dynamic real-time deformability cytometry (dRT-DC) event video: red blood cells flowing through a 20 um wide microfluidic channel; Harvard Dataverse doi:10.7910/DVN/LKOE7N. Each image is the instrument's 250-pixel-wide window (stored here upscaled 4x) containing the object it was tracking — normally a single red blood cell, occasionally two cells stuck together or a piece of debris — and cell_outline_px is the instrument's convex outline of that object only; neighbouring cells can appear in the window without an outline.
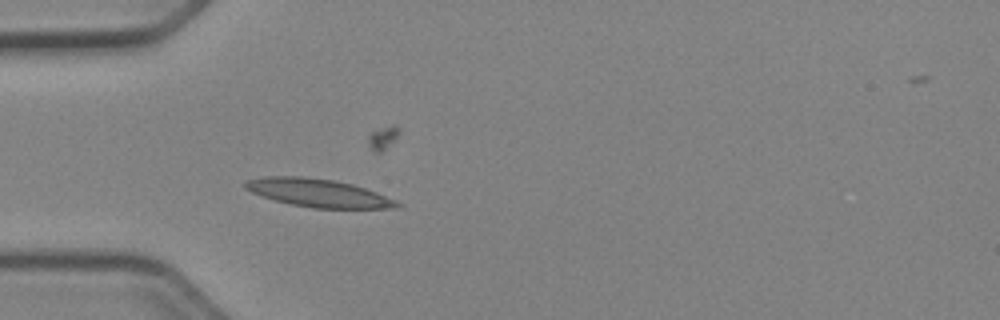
{"species": "Egyptian fruit bat (a non-hibernating species)", "species_latin": "Rousettus aegyptiacus", "temperature_condition": "cold", "stored_images_in_passage": 35, "camera_frame_rate_fps": 3000, "um_per_image_px": 0.085, "animal": {"sex": "female"}, "frame": {"image": 1, "passage_image": 6, "time_ms": 1.667, "image_size_px": [1000, 320], "cell_outline_px": [[404, 204], [400, 208], [312, 208], [292, 204], [276, 200], [252, 192], [244, 188], [244, 180], [264, 176], [304, 176], [336, 180], [352, 184], [376, 192], [396, 200]], "centroid_in_image_um": [27.07, 16.39], "position_along_channel_um": 57.9, "area_um2": 24.91}}
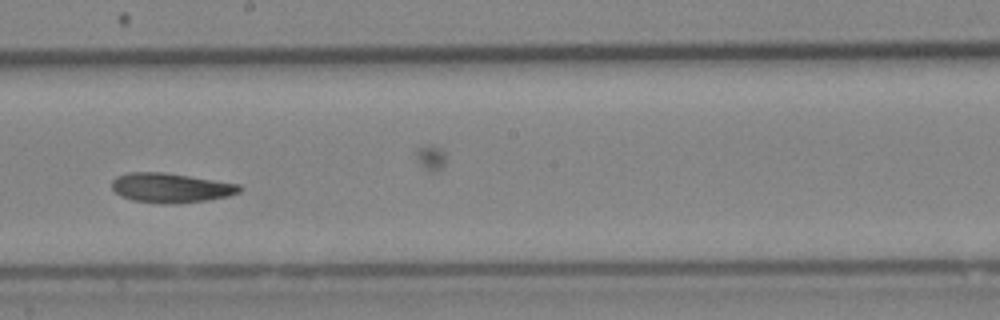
{"frame": {"image": 2, "passage_image": 20, "time_ms": 6.333, "image_size_px": [1000, 320], "cell_outline_px": [[244, 188], [240, 192], [228, 196], [208, 200], [176, 204], [164, 204], [132, 200], [120, 196], [112, 188], [112, 180], [116, 176], [128, 172], [164, 172], [240, 184]], "centroid_in_image_um": [14.53, 15.97], "position_along_channel_um": 233.7, "area_um2": 22.2}}
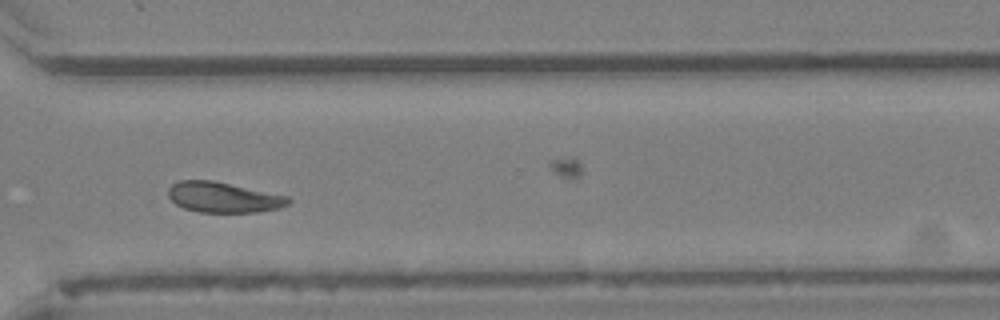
{"frame": {"image": 3, "passage_image": 29, "time_ms": 9.333, "image_size_px": [1000, 320], "cell_outline_px": [[292, 200], [288, 204], [280, 208], [256, 212], [200, 212], [184, 208], [176, 204], [168, 196], [168, 188], [172, 184], [180, 180], [212, 180], [288, 196]], "centroid_in_image_um": [18.98, 16.77], "position_along_channel_um": 351.6, "area_um2": 21.21}, "authors_computed_cell_mechanics": {"area_um2": 22.0218, "velocity_mm_per_s": 3.9027, "shape_relaxation_time_tau1_ms": 5.1955, "shape_relaxation_time_tau2_ms": 2.7413, "deformation_change_tau1": 0.1539, "deformation_change_tau2": 0.08}}